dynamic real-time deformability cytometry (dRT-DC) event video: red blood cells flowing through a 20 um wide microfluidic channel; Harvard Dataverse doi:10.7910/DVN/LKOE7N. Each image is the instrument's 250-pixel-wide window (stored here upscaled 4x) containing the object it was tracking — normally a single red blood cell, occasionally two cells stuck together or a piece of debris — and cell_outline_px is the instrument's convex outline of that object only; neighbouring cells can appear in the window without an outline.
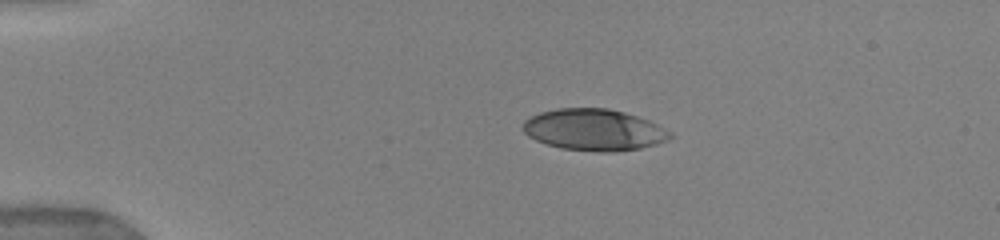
{"species": "human", "species_latin": "Homo sapiens", "temperature_condition": "warm", "stored_images_in_passage": 34, "camera_frame_rate_fps": 3000, "um_per_image_px": 0.085, "donor": {"sex": "female"}, "frame": {"image": 1, "passage_image": 5, "time_ms": 2.667, "image_size_px": [1000, 240], "cell_outline_px": [[672, 136], [668, 140], [656, 144], [640, 148], [612, 152], [600, 152], [560, 148], [536, 140], [528, 136], [524, 132], [524, 120], [540, 112], [556, 108], [608, 108], [624, 112], [648, 120], [672, 132]], "centroid_in_image_um": [50.5, 11.03], "position_along_channel_um": 34.5, "area_um2": 35.49}}
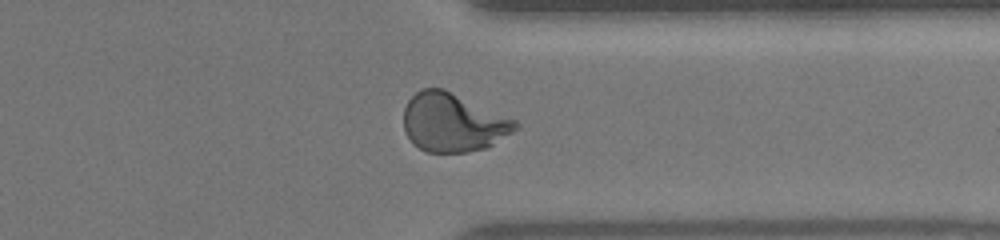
{"frame": {"image": 2, "passage_image": 27, "time_ms": 12.667, "image_size_px": [1000, 240], "cell_outline_px": [[520, 128], [488, 148], [468, 152], [428, 152], [412, 144], [404, 132], [404, 108], [408, 100], [420, 88], [444, 88], [516, 120], [520, 124]], "centroid_in_image_um": [38.52, 10.42], "position_along_channel_um": 372.9, "area_um2": 38.55}}
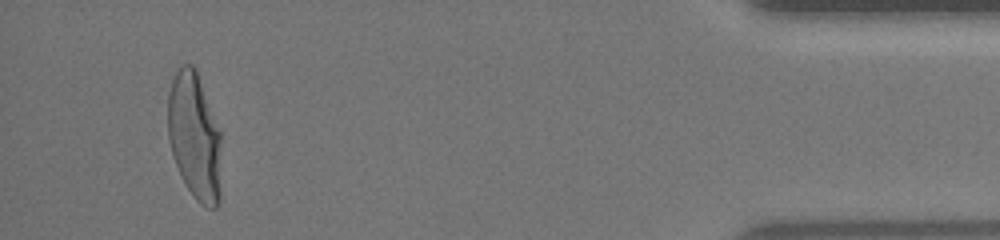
{"frame": {"image": 3, "passage_image": 33, "time_ms": 15.333, "image_size_px": [1000, 240], "cell_outline_px": [[220, 196], [216, 208], [208, 208], [200, 204], [196, 200], [180, 176], [168, 140], [168, 92], [172, 80], [180, 64], [192, 64], [196, 68], [220, 132]], "centroid_in_image_um": [16.52, 11.58], "position_along_channel_um": 418.7, "area_um2": 39.59}, "authors_computed_cell_mechanics": {"area_um2": 36.9053, "velocity_mm_per_s": 3.9398, "shape_relaxation_time_tau1_ms": 3.8777, "shape_relaxation_time_tau2_ms": null, "deformation_change_tau1": 0.2193, "deformation_change_tau2": null}}